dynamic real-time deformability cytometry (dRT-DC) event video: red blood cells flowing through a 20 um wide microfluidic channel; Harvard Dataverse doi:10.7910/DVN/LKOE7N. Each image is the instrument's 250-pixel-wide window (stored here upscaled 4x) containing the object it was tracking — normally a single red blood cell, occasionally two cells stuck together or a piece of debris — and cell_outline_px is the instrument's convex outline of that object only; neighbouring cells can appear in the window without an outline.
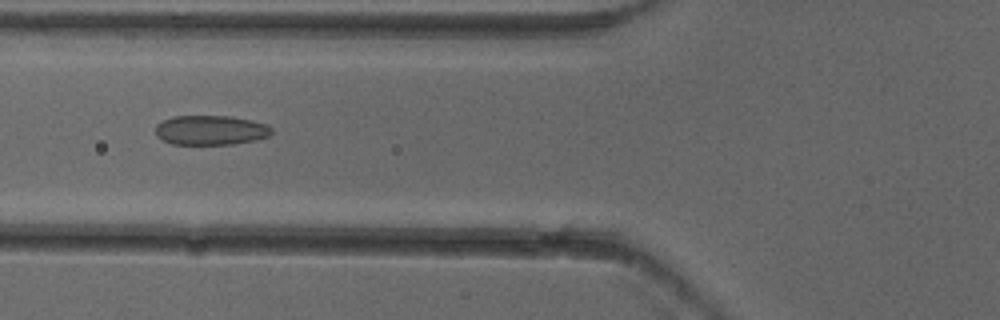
{"species": "common noctule bat (a hibernating species)", "species_latin": "Nyctalus noctula", "temperature_condition": "cold", "stored_images_in_passage": 5, "camera_frame_rate_fps": 3000, "um_per_image_px": 0.085, "animal": {"sex": "female"}, "frame": {"image": 1, "passage_image": 3, "time_ms": 0.667, "image_size_px": [1000, 320], "cell_outline_px": [[272, 132], [268, 136], [256, 140], [232, 144], [172, 144], [156, 136], [156, 124], [172, 116], [232, 116], [252, 120], [268, 124], [272, 128]], "centroid_in_image_um": [17.93, 11.05], "position_along_channel_um": 107.9, "area_um2": 20.11}}
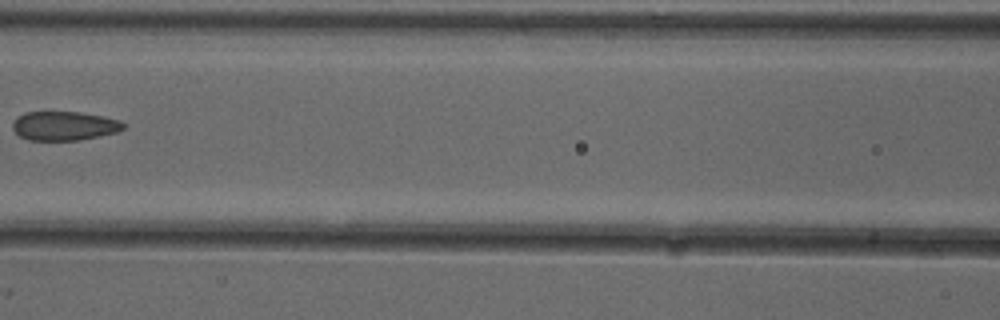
{"frame": {"image": 2, "passage_image": 4, "time_ms": 1.0, "image_size_px": [1000, 320], "cell_outline_px": [[124, 128], [116, 132], [76, 140], [28, 140], [20, 136], [12, 128], [12, 124], [24, 112], [80, 112], [120, 120], [124, 124]], "centroid_in_image_um": [5.44, 10.69], "position_along_channel_um": 161.2, "area_um2": 18.38}}
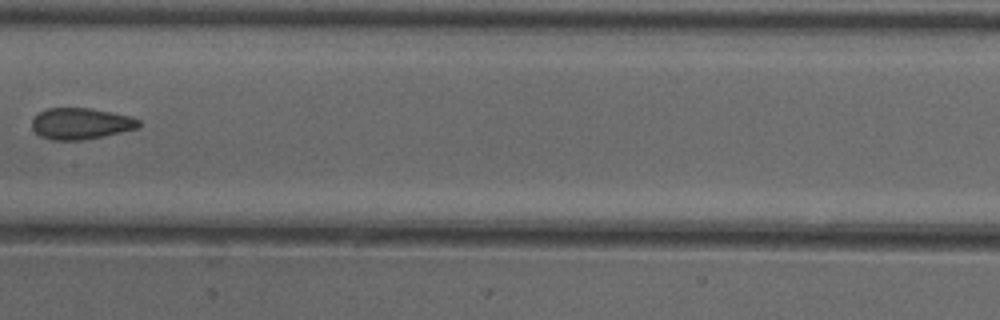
{"frame": {"image": 3, "passage_image": 5, "time_ms": 1.333, "image_size_px": [1000, 320], "cell_outline_px": [[140, 128], [104, 136], [84, 140], [52, 140], [40, 136], [32, 128], [32, 116], [48, 108], [88, 108], [128, 116], [140, 120]], "centroid_in_image_um": [6.85, 10.52], "position_along_channel_um": 200.6, "area_um2": 19.48}}